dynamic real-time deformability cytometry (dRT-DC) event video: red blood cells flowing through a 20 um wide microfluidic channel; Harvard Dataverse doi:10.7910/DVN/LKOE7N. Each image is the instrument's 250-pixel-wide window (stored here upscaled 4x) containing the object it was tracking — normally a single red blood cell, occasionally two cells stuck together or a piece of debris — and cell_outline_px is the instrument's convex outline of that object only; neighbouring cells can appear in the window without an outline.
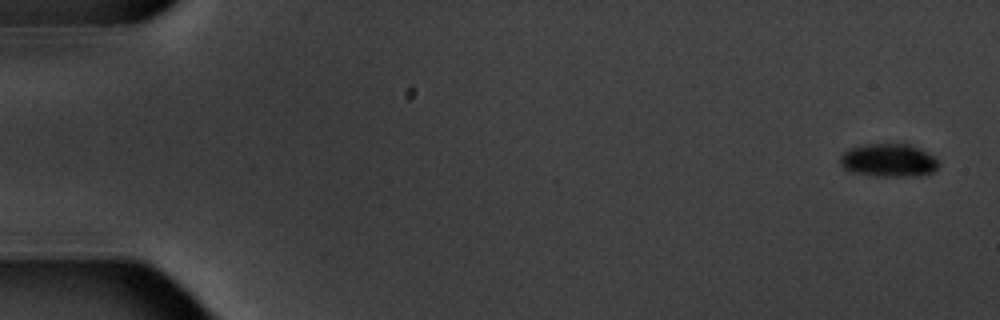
{"species": "common noctule bat (a hibernating species)", "species_latin": "Nyctalus noctula", "temperature_condition": "warm", "stored_images_in_passage": 5, "camera_frame_rate_fps": 3000, "um_per_image_px": 0.085, "animal": {"sex": "male", "body_mass_g": 20.1, "forearm_length_mm": 53.5}, "frame": {"image": 1, "passage_image": 1, "time_ms": 0.0, "image_size_px": [1000, 320], "cell_outline_px": [[940, 164], [932, 172], [920, 176], [876, 176], [852, 172], [844, 168], [840, 164], [840, 156], [844, 152], [852, 148], [868, 144], [912, 144], [936, 156]], "centroid_in_image_um": [75.58, 13.63], "position_along_channel_um": 9.4, "area_um2": 19.13}}
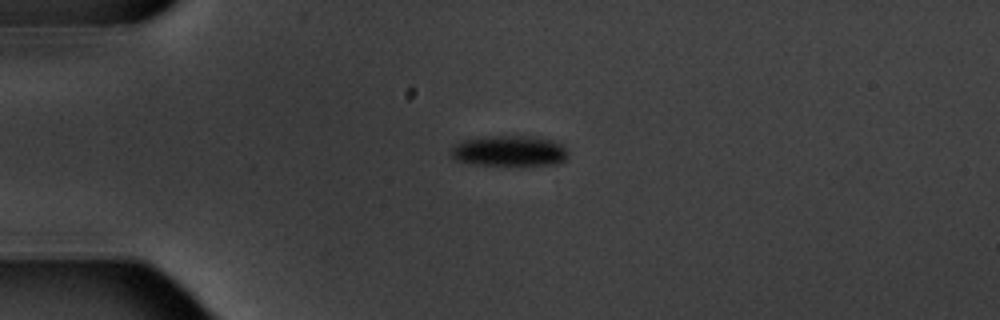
{"frame": {"image": 2, "passage_image": 4, "time_ms": 4.333, "image_size_px": [1000, 320], "cell_outline_px": [[568, 156], [564, 160], [556, 164], [476, 164], [456, 160], [452, 156], [452, 148], [456, 144], [464, 140], [484, 136], [536, 136], [552, 140], [564, 144], [568, 152]], "centroid_in_image_um": [43.35, 12.8], "position_along_channel_um": 41.7, "area_um2": 20.69}}